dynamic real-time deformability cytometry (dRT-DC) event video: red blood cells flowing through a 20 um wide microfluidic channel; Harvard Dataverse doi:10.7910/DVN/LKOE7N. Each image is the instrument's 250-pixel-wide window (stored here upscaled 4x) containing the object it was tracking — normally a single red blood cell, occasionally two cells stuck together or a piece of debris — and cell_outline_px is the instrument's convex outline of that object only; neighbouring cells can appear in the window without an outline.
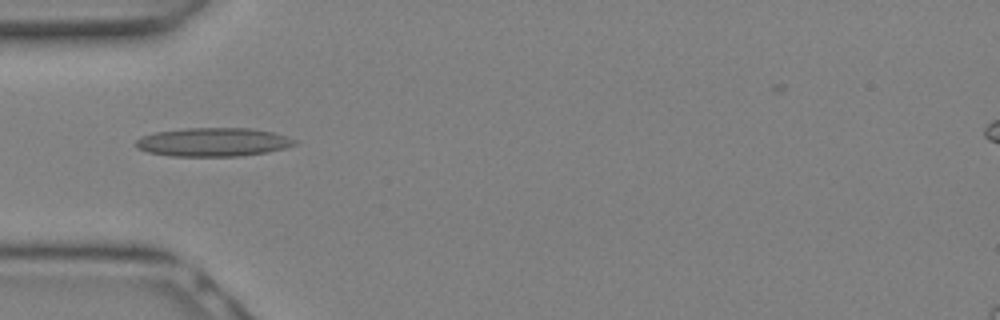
{"species": "Egyptian fruit bat (a non-hibernating species)", "species_latin": "Rousettus aegyptiacus", "temperature_condition": "warm", "stored_images_in_passage": 4, "camera_frame_rate_fps": 3000, "um_per_image_px": 0.085, "animal": {"sex": "female"}, "frame": {"image": 1, "passage_image": 1, "time_ms": 0.0, "image_size_px": [1000, 320], "cell_outline_px": [[296, 144], [284, 148], [264, 152], [240, 156], [172, 156], [148, 152], [136, 148], [136, 140], [144, 136], [156, 132], [188, 128], [252, 128], [272, 132], [296, 140]], "centroid_in_image_um": [18.1, 12.08], "position_along_channel_um": 66.9, "area_um2": 26.18}}
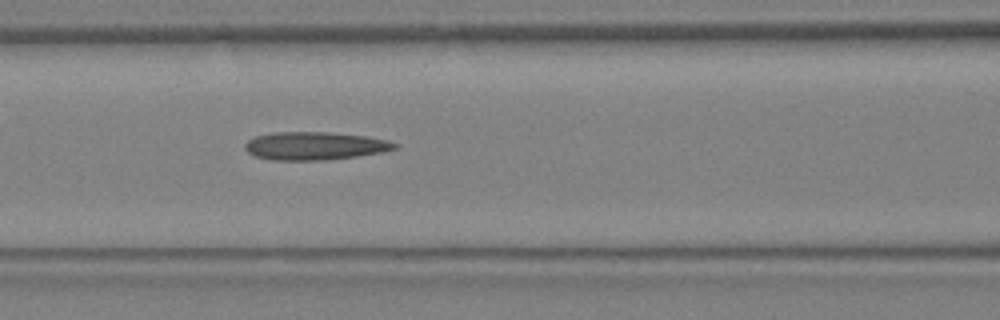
{"frame": {"image": 2, "passage_image": 4, "time_ms": 1.0, "image_size_px": [1000, 320], "cell_outline_px": [[400, 144], [396, 148], [380, 152], [356, 156], [324, 160], [272, 160], [256, 156], [248, 152], [244, 148], [244, 144], [248, 140], [256, 136], [276, 132], [328, 132], [368, 136], [388, 140]], "centroid_in_image_um": [26.76, 12.39], "position_along_channel_um": 139.8, "area_um2": 24.39}}